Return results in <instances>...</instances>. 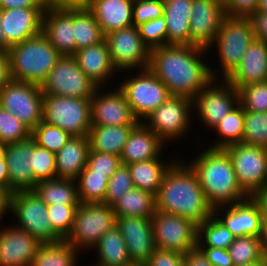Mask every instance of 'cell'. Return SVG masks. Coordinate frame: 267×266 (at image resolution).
<instances>
[{
    "mask_svg": "<svg viewBox=\"0 0 267 266\" xmlns=\"http://www.w3.org/2000/svg\"><path fill=\"white\" fill-rule=\"evenodd\" d=\"M138 30L149 49L167 45L166 21L163 15L141 24L138 26Z\"/></svg>",
    "mask_w": 267,
    "mask_h": 266,
    "instance_id": "cell-49",
    "label": "cell"
},
{
    "mask_svg": "<svg viewBox=\"0 0 267 266\" xmlns=\"http://www.w3.org/2000/svg\"><path fill=\"white\" fill-rule=\"evenodd\" d=\"M166 151L167 149L158 158L127 165L135 188L148 191L155 196L157 195L165 173L180 157L179 154H176L174 157L173 153L171 156H168L165 153Z\"/></svg>",
    "mask_w": 267,
    "mask_h": 266,
    "instance_id": "cell-29",
    "label": "cell"
},
{
    "mask_svg": "<svg viewBox=\"0 0 267 266\" xmlns=\"http://www.w3.org/2000/svg\"><path fill=\"white\" fill-rule=\"evenodd\" d=\"M1 27H2V11L0 8V49L6 50L5 34Z\"/></svg>",
    "mask_w": 267,
    "mask_h": 266,
    "instance_id": "cell-64",
    "label": "cell"
},
{
    "mask_svg": "<svg viewBox=\"0 0 267 266\" xmlns=\"http://www.w3.org/2000/svg\"><path fill=\"white\" fill-rule=\"evenodd\" d=\"M44 7L42 0H0L1 9Z\"/></svg>",
    "mask_w": 267,
    "mask_h": 266,
    "instance_id": "cell-59",
    "label": "cell"
},
{
    "mask_svg": "<svg viewBox=\"0 0 267 266\" xmlns=\"http://www.w3.org/2000/svg\"><path fill=\"white\" fill-rule=\"evenodd\" d=\"M10 216L15 221H10L15 227L28 232L42 244L59 241L53 235V225L47 214V205L34 190L11 193Z\"/></svg>",
    "mask_w": 267,
    "mask_h": 266,
    "instance_id": "cell-10",
    "label": "cell"
},
{
    "mask_svg": "<svg viewBox=\"0 0 267 266\" xmlns=\"http://www.w3.org/2000/svg\"><path fill=\"white\" fill-rule=\"evenodd\" d=\"M249 18L255 39L267 42V12H255Z\"/></svg>",
    "mask_w": 267,
    "mask_h": 266,
    "instance_id": "cell-56",
    "label": "cell"
},
{
    "mask_svg": "<svg viewBox=\"0 0 267 266\" xmlns=\"http://www.w3.org/2000/svg\"><path fill=\"white\" fill-rule=\"evenodd\" d=\"M45 10L47 9H85L90 0H42Z\"/></svg>",
    "mask_w": 267,
    "mask_h": 266,
    "instance_id": "cell-55",
    "label": "cell"
},
{
    "mask_svg": "<svg viewBox=\"0 0 267 266\" xmlns=\"http://www.w3.org/2000/svg\"><path fill=\"white\" fill-rule=\"evenodd\" d=\"M43 100L44 94L38 84L11 80L0 89V106L31 131L43 121Z\"/></svg>",
    "mask_w": 267,
    "mask_h": 266,
    "instance_id": "cell-13",
    "label": "cell"
},
{
    "mask_svg": "<svg viewBox=\"0 0 267 266\" xmlns=\"http://www.w3.org/2000/svg\"><path fill=\"white\" fill-rule=\"evenodd\" d=\"M133 26H140L163 15V0H134Z\"/></svg>",
    "mask_w": 267,
    "mask_h": 266,
    "instance_id": "cell-51",
    "label": "cell"
},
{
    "mask_svg": "<svg viewBox=\"0 0 267 266\" xmlns=\"http://www.w3.org/2000/svg\"><path fill=\"white\" fill-rule=\"evenodd\" d=\"M124 72V76L119 73L120 79L123 78L116 84L125 94L135 117L142 122L171 95L165 84L148 68Z\"/></svg>",
    "mask_w": 267,
    "mask_h": 266,
    "instance_id": "cell-6",
    "label": "cell"
},
{
    "mask_svg": "<svg viewBox=\"0 0 267 266\" xmlns=\"http://www.w3.org/2000/svg\"><path fill=\"white\" fill-rule=\"evenodd\" d=\"M120 156L89 150L86 168L93 174L107 175L110 178L121 165Z\"/></svg>",
    "mask_w": 267,
    "mask_h": 266,
    "instance_id": "cell-50",
    "label": "cell"
},
{
    "mask_svg": "<svg viewBox=\"0 0 267 266\" xmlns=\"http://www.w3.org/2000/svg\"><path fill=\"white\" fill-rule=\"evenodd\" d=\"M167 145L143 122H139L130 132L121 153V163L128 165L134 162L158 158Z\"/></svg>",
    "mask_w": 267,
    "mask_h": 266,
    "instance_id": "cell-27",
    "label": "cell"
},
{
    "mask_svg": "<svg viewBox=\"0 0 267 266\" xmlns=\"http://www.w3.org/2000/svg\"><path fill=\"white\" fill-rule=\"evenodd\" d=\"M73 57L80 69L98 87H112L114 85L112 83L114 82L113 78L119 79V73L110 60V53L105 39L95 45L77 50Z\"/></svg>",
    "mask_w": 267,
    "mask_h": 266,
    "instance_id": "cell-24",
    "label": "cell"
},
{
    "mask_svg": "<svg viewBox=\"0 0 267 266\" xmlns=\"http://www.w3.org/2000/svg\"><path fill=\"white\" fill-rule=\"evenodd\" d=\"M259 240L264 256L267 258V214L262 213Z\"/></svg>",
    "mask_w": 267,
    "mask_h": 266,
    "instance_id": "cell-62",
    "label": "cell"
},
{
    "mask_svg": "<svg viewBox=\"0 0 267 266\" xmlns=\"http://www.w3.org/2000/svg\"><path fill=\"white\" fill-rule=\"evenodd\" d=\"M115 225L116 216L112 206L104 203H79L72 230L65 240L79 252L89 253Z\"/></svg>",
    "mask_w": 267,
    "mask_h": 266,
    "instance_id": "cell-8",
    "label": "cell"
},
{
    "mask_svg": "<svg viewBox=\"0 0 267 266\" xmlns=\"http://www.w3.org/2000/svg\"><path fill=\"white\" fill-rule=\"evenodd\" d=\"M81 254L66 240L44 243L38 248L31 266H80Z\"/></svg>",
    "mask_w": 267,
    "mask_h": 266,
    "instance_id": "cell-37",
    "label": "cell"
},
{
    "mask_svg": "<svg viewBox=\"0 0 267 266\" xmlns=\"http://www.w3.org/2000/svg\"><path fill=\"white\" fill-rule=\"evenodd\" d=\"M91 252H94L96 257L91 266H134L129 258L125 240L116 225L99 239Z\"/></svg>",
    "mask_w": 267,
    "mask_h": 266,
    "instance_id": "cell-33",
    "label": "cell"
},
{
    "mask_svg": "<svg viewBox=\"0 0 267 266\" xmlns=\"http://www.w3.org/2000/svg\"><path fill=\"white\" fill-rule=\"evenodd\" d=\"M254 39L249 17L226 16L214 41L207 47L208 54L212 57L214 54L218 60L215 65L214 62L213 65L210 63L213 79H226L240 64L244 52Z\"/></svg>",
    "mask_w": 267,
    "mask_h": 266,
    "instance_id": "cell-4",
    "label": "cell"
},
{
    "mask_svg": "<svg viewBox=\"0 0 267 266\" xmlns=\"http://www.w3.org/2000/svg\"><path fill=\"white\" fill-rule=\"evenodd\" d=\"M226 17L222 0H193L190 17V45L207 48Z\"/></svg>",
    "mask_w": 267,
    "mask_h": 266,
    "instance_id": "cell-20",
    "label": "cell"
},
{
    "mask_svg": "<svg viewBox=\"0 0 267 266\" xmlns=\"http://www.w3.org/2000/svg\"><path fill=\"white\" fill-rule=\"evenodd\" d=\"M151 219L156 248L185 255L197 246L198 225L191 220L158 210Z\"/></svg>",
    "mask_w": 267,
    "mask_h": 266,
    "instance_id": "cell-16",
    "label": "cell"
},
{
    "mask_svg": "<svg viewBox=\"0 0 267 266\" xmlns=\"http://www.w3.org/2000/svg\"><path fill=\"white\" fill-rule=\"evenodd\" d=\"M36 145L30 136L28 139L9 144L6 150V162L9 174L8 190H33V149Z\"/></svg>",
    "mask_w": 267,
    "mask_h": 266,
    "instance_id": "cell-23",
    "label": "cell"
},
{
    "mask_svg": "<svg viewBox=\"0 0 267 266\" xmlns=\"http://www.w3.org/2000/svg\"><path fill=\"white\" fill-rule=\"evenodd\" d=\"M73 28L76 51L95 45L105 39L94 14L88 9H73Z\"/></svg>",
    "mask_w": 267,
    "mask_h": 266,
    "instance_id": "cell-38",
    "label": "cell"
},
{
    "mask_svg": "<svg viewBox=\"0 0 267 266\" xmlns=\"http://www.w3.org/2000/svg\"><path fill=\"white\" fill-rule=\"evenodd\" d=\"M242 143L267 149V112L245 111Z\"/></svg>",
    "mask_w": 267,
    "mask_h": 266,
    "instance_id": "cell-42",
    "label": "cell"
},
{
    "mask_svg": "<svg viewBox=\"0 0 267 266\" xmlns=\"http://www.w3.org/2000/svg\"><path fill=\"white\" fill-rule=\"evenodd\" d=\"M244 116L245 110L242 105L239 103L234 109L227 114L222 121L211 131L214 133V138L208 141V137L202 139V134L197 135L198 140L196 141V147L199 144L200 140L204 143L205 147L213 149H224L225 147L241 143L244 134ZM205 140V141H204ZM212 140V141H211ZM211 141V142H210Z\"/></svg>",
    "mask_w": 267,
    "mask_h": 266,
    "instance_id": "cell-32",
    "label": "cell"
},
{
    "mask_svg": "<svg viewBox=\"0 0 267 266\" xmlns=\"http://www.w3.org/2000/svg\"><path fill=\"white\" fill-rule=\"evenodd\" d=\"M4 225L0 226V266H31L42 243L10 222Z\"/></svg>",
    "mask_w": 267,
    "mask_h": 266,
    "instance_id": "cell-19",
    "label": "cell"
},
{
    "mask_svg": "<svg viewBox=\"0 0 267 266\" xmlns=\"http://www.w3.org/2000/svg\"><path fill=\"white\" fill-rule=\"evenodd\" d=\"M256 12H267V0H259Z\"/></svg>",
    "mask_w": 267,
    "mask_h": 266,
    "instance_id": "cell-65",
    "label": "cell"
},
{
    "mask_svg": "<svg viewBox=\"0 0 267 266\" xmlns=\"http://www.w3.org/2000/svg\"><path fill=\"white\" fill-rule=\"evenodd\" d=\"M209 58L207 48L198 45L159 46L151 49L148 69L171 96L193 99L213 80Z\"/></svg>",
    "mask_w": 267,
    "mask_h": 266,
    "instance_id": "cell-1",
    "label": "cell"
},
{
    "mask_svg": "<svg viewBox=\"0 0 267 266\" xmlns=\"http://www.w3.org/2000/svg\"><path fill=\"white\" fill-rule=\"evenodd\" d=\"M97 88L73 56H61L41 85L43 94L73 98H91Z\"/></svg>",
    "mask_w": 267,
    "mask_h": 266,
    "instance_id": "cell-15",
    "label": "cell"
},
{
    "mask_svg": "<svg viewBox=\"0 0 267 266\" xmlns=\"http://www.w3.org/2000/svg\"><path fill=\"white\" fill-rule=\"evenodd\" d=\"M259 206L260 211L267 214V183L262 186L252 197Z\"/></svg>",
    "mask_w": 267,
    "mask_h": 266,
    "instance_id": "cell-61",
    "label": "cell"
},
{
    "mask_svg": "<svg viewBox=\"0 0 267 266\" xmlns=\"http://www.w3.org/2000/svg\"><path fill=\"white\" fill-rule=\"evenodd\" d=\"M133 181L127 165L121 164L115 173L109 178L104 204L112 206L125 193L133 189Z\"/></svg>",
    "mask_w": 267,
    "mask_h": 266,
    "instance_id": "cell-48",
    "label": "cell"
},
{
    "mask_svg": "<svg viewBox=\"0 0 267 266\" xmlns=\"http://www.w3.org/2000/svg\"><path fill=\"white\" fill-rule=\"evenodd\" d=\"M46 205H79L77 184L74 180L48 179L36 183L33 189Z\"/></svg>",
    "mask_w": 267,
    "mask_h": 266,
    "instance_id": "cell-36",
    "label": "cell"
},
{
    "mask_svg": "<svg viewBox=\"0 0 267 266\" xmlns=\"http://www.w3.org/2000/svg\"><path fill=\"white\" fill-rule=\"evenodd\" d=\"M224 150L231 158L241 189L252 197L267 183V149L241 142Z\"/></svg>",
    "mask_w": 267,
    "mask_h": 266,
    "instance_id": "cell-14",
    "label": "cell"
},
{
    "mask_svg": "<svg viewBox=\"0 0 267 266\" xmlns=\"http://www.w3.org/2000/svg\"><path fill=\"white\" fill-rule=\"evenodd\" d=\"M234 266H244L261 261L265 256L259 237L246 235L234 239L227 249Z\"/></svg>",
    "mask_w": 267,
    "mask_h": 266,
    "instance_id": "cell-41",
    "label": "cell"
},
{
    "mask_svg": "<svg viewBox=\"0 0 267 266\" xmlns=\"http://www.w3.org/2000/svg\"><path fill=\"white\" fill-rule=\"evenodd\" d=\"M193 0H163L167 45H190Z\"/></svg>",
    "mask_w": 267,
    "mask_h": 266,
    "instance_id": "cell-31",
    "label": "cell"
},
{
    "mask_svg": "<svg viewBox=\"0 0 267 266\" xmlns=\"http://www.w3.org/2000/svg\"><path fill=\"white\" fill-rule=\"evenodd\" d=\"M12 80L42 85L61 54L43 34L7 49Z\"/></svg>",
    "mask_w": 267,
    "mask_h": 266,
    "instance_id": "cell-5",
    "label": "cell"
},
{
    "mask_svg": "<svg viewBox=\"0 0 267 266\" xmlns=\"http://www.w3.org/2000/svg\"><path fill=\"white\" fill-rule=\"evenodd\" d=\"M133 3L134 0H90L88 9L106 35L133 25Z\"/></svg>",
    "mask_w": 267,
    "mask_h": 266,
    "instance_id": "cell-28",
    "label": "cell"
},
{
    "mask_svg": "<svg viewBox=\"0 0 267 266\" xmlns=\"http://www.w3.org/2000/svg\"><path fill=\"white\" fill-rule=\"evenodd\" d=\"M213 214L235 238L246 235L259 237L262 212L251 197L240 203L216 207Z\"/></svg>",
    "mask_w": 267,
    "mask_h": 266,
    "instance_id": "cell-22",
    "label": "cell"
},
{
    "mask_svg": "<svg viewBox=\"0 0 267 266\" xmlns=\"http://www.w3.org/2000/svg\"><path fill=\"white\" fill-rule=\"evenodd\" d=\"M12 80L7 50L0 49V89Z\"/></svg>",
    "mask_w": 267,
    "mask_h": 266,
    "instance_id": "cell-58",
    "label": "cell"
},
{
    "mask_svg": "<svg viewBox=\"0 0 267 266\" xmlns=\"http://www.w3.org/2000/svg\"><path fill=\"white\" fill-rule=\"evenodd\" d=\"M184 266H212L203 251L196 246L184 255Z\"/></svg>",
    "mask_w": 267,
    "mask_h": 266,
    "instance_id": "cell-57",
    "label": "cell"
},
{
    "mask_svg": "<svg viewBox=\"0 0 267 266\" xmlns=\"http://www.w3.org/2000/svg\"><path fill=\"white\" fill-rule=\"evenodd\" d=\"M144 266H184V254L155 248Z\"/></svg>",
    "mask_w": 267,
    "mask_h": 266,
    "instance_id": "cell-53",
    "label": "cell"
},
{
    "mask_svg": "<svg viewBox=\"0 0 267 266\" xmlns=\"http://www.w3.org/2000/svg\"><path fill=\"white\" fill-rule=\"evenodd\" d=\"M91 98L44 94L43 121L71 136H88L91 128Z\"/></svg>",
    "mask_w": 267,
    "mask_h": 266,
    "instance_id": "cell-11",
    "label": "cell"
},
{
    "mask_svg": "<svg viewBox=\"0 0 267 266\" xmlns=\"http://www.w3.org/2000/svg\"><path fill=\"white\" fill-rule=\"evenodd\" d=\"M89 149L88 136H71L55 153L56 178L76 181L86 167Z\"/></svg>",
    "mask_w": 267,
    "mask_h": 266,
    "instance_id": "cell-30",
    "label": "cell"
},
{
    "mask_svg": "<svg viewBox=\"0 0 267 266\" xmlns=\"http://www.w3.org/2000/svg\"><path fill=\"white\" fill-rule=\"evenodd\" d=\"M200 142L196 154L185 160L197 177L209 204L213 207L240 203L249 196L241 189L228 153L205 147ZM203 147V148H202ZM200 151V152H199Z\"/></svg>",
    "mask_w": 267,
    "mask_h": 266,
    "instance_id": "cell-3",
    "label": "cell"
},
{
    "mask_svg": "<svg viewBox=\"0 0 267 266\" xmlns=\"http://www.w3.org/2000/svg\"><path fill=\"white\" fill-rule=\"evenodd\" d=\"M238 92L239 103L245 111L267 112V81L248 84Z\"/></svg>",
    "mask_w": 267,
    "mask_h": 266,
    "instance_id": "cell-46",
    "label": "cell"
},
{
    "mask_svg": "<svg viewBox=\"0 0 267 266\" xmlns=\"http://www.w3.org/2000/svg\"><path fill=\"white\" fill-rule=\"evenodd\" d=\"M116 226L123 236L129 258L134 266H144L156 248L152 219L116 217Z\"/></svg>",
    "mask_w": 267,
    "mask_h": 266,
    "instance_id": "cell-18",
    "label": "cell"
},
{
    "mask_svg": "<svg viewBox=\"0 0 267 266\" xmlns=\"http://www.w3.org/2000/svg\"><path fill=\"white\" fill-rule=\"evenodd\" d=\"M136 125H91L88 133L89 150L121 156L128 136Z\"/></svg>",
    "mask_w": 267,
    "mask_h": 266,
    "instance_id": "cell-34",
    "label": "cell"
},
{
    "mask_svg": "<svg viewBox=\"0 0 267 266\" xmlns=\"http://www.w3.org/2000/svg\"><path fill=\"white\" fill-rule=\"evenodd\" d=\"M8 144L0 141V159H5Z\"/></svg>",
    "mask_w": 267,
    "mask_h": 266,
    "instance_id": "cell-66",
    "label": "cell"
},
{
    "mask_svg": "<svg viewBox=\"0 0 267 266\" xmlns=\"http://www.w3.org/2000/svg\"><path fill=\"white\" fill-rule=\"evenodd\" d=\"M183 158H182V157ZM181 156L164 175L155 196L156 210L187 218L196 225L202 224L214 213L197 177V173Z\"/></svg>",
    "mask_w": 267,
    "mask_h": 266,
    "instance_id": "cell-2",
    "label": "cell"
},
{
    "mask_svg": "<svg viewBox=\"0 0 267 266\" xmlns=\"http://www.w3.org/2000/svg\"><path fill=\"white\" fill-rule=\"evenodd\" d=\"M56 178L55 153L35 145L33 149V189L39 181Z\"/></svg>",
    "mask_w": 267,
    "mask_h": 266,
    "instance_id": "cell-47",
    "label": "cell"
},
{
    "mask_svg": "<svg viewBox=\"0 0 267 266\" xmlns=\"http://www.w3.org/2000/svg\"><path fill=\"white\" fill-rule=\"evenodd\" d=\"M212 266H234L227 249L200 248Z\"/></svg>",
    "mask_w": 267,
    "mask_h": 266,
    "instance_id": "cell-54",
    "label": "cell"
},
{
    "mask_svg": "<svg viewBox=\"0 0 267 266\" xmlns=\"http://www.w3.org/2000/svg\"><path fill=\"white\" fill-rule=\"evenodd\" d=\"M112 209L116 217L152 218L156 211L155 195L134 187L116 201Z\"/></svg>",
    "mask_w": 267,
    "mask_h": 266,
    "instance_id": "cell-35",
    "label": "cell"
},
{
    "mask_svg": "<svg viewBox=\"0 0 267 266\" xmlns=\"http://www.w3.org/2000/svg\"><path fill=\"white\" fill-rule=\"evenodd\" d=\"M90 101L91 125L123 126L139 123L125 94L116 83L108 89L107 87H98Z\"/></svg>",
    "mask_w": 267,
    "mask_h": 266,
    "instance_id": "cell-17",
    "label": "cell"
},
{
    "mask_svg": "<svg viewBox=\"0 0 267 266\" xmlns=\"http://www.w3.org/2000/svg\"><path fill=\"white\" fill-rule=\"evenodd\" d=\"M109 178L107 175L93 174L86 167L76 180L80 203H104Z\"/></svg>",
    "mask_w": 267,
    "mask_h": 266,
    "instance_id": "cell-40",
    "label": "cell"
},
{
    "mask_svg": "<svg viewBox=\"0 0 267 266\" xmlns=\"http://www.w3.org/2000/svg\"><path fill=\"white\" fill-rule=\"evenodd\" d=\"M259 0H222L226 16L250 17L257 11Z\"/></svg>",
    "mask_w": 267,
    "mask_h": 266,
    "instance_id": "cell-52",
    "label": "cell"
},
{
    "mask_svg": "<svg viewBox=\"0 0 267 266\" xmlns=\"http://www.w3.org/2000/svg\"><path fill=\"white\" fill-rule=\"evenodd\" d=\"M42 33L62 56H73L76 52L73 9L45 10Z\"/></svg>",
    "mask_w": 267,
    "mask_h": 266,
    "instance_id": "cell-25",
    "label": "cell"
},
{
    "mask_svg": "<svg viewBox=\"0 0 267 266\" xmlns=\"http://www.w3.org/2000/svg\"><path fill=\"white\" fill-rule=\"evenodd\" d=\"M31 130L16 116L0 106V141L15 144L28 139Z\"/></svg>",
    "mask_w": 267,
    "mask_h": 266,
    "instance_id": "cell-45",
    "label": "cell"
},
{
    "mask_svg": "<svg viewBox=\"0 0 267 266\" xmlns=\"http://www.w3.org/2000/svg\"><path fill=\"white\" fill-rule=\"evenodd\" d=\"M10 197L11 192L0 186V226L3 225V219L8 220L10 217Z\"/></svg>",
    "mask_w": 267,
    "mask_h": 266,
    "instance_id": "cell-60",
    "label": "cell"
},
{
    "mask_svg": "<svg viewBox=\"0 0 267 266\" xmlns=\"http://www.w3.org/2000/svg\"><path fill=\"white\" fill-rule=\"evenodd\" d=\"M78 205H47V214L53 225V235L65 240L70 234Z\"/></svg>",
    "mask_w": 267,
    "mask_h": 266,
    "instance_id": "cell-44",
    "label": "cell"
},
{
    "mask_svg": "<svg viewBox=\"0 0 267 266\" xmlns=\"http://www.w3.org/2000/svg\"><path fill=\"white\" fill-rule=\"evenodd\" d=\"M9 174L6 159H0V186L8 189Z\"/></svg>",
    "mask_w": 267,
    "mask_h": 266,
    "instance_id": "cell-63",
    "label": "cell"
},
{
    "mask_svg": "<svg viewBox=\"0 0 267 266\" xmlns=\"http://www.w3.org/2000/svg\"><path fill=\"white\" fill-rule=\"evenodd\" d=\"M244 266H267V258L264 257L261 261H258L250 265H244Z\"/></svg>",
    "mask_w": 267,
    "mask_h": 266,
    "instance_id": "cell-67",
    "label": "cell"
},
{
    "mask_svg": "<svg viewBox=\"0 0 267 266\" xmlns=\"http://www.w3.org/2000/svg\"><path fill=\"white\" fill-rule=\"evenodd\" d=\"M105 41L118 73L149 67L151 49L143 42L138 27L131 25L107 33Z\"/></svg>",
    "mask_w": 267,
    "mask_h": 266,
    "instance_id": "cell-12",
    "label": "cell"
},
{
    "mask_svg": "<svg viewBox=\"0 0 267 266\" xmlns=\"http://www.w3.org/2000/svg\"><path fill=\"white\" fill-rule=\"evenodd\" d=\"M192 102L193 121L202 123L210 137L211 131L239 104V92L226 79H213Z\"/></svg>",
    "mask_w": 267,
    "mask_h": 266,
    "instance_id": "cell-9",
    "label": "cell"
},
{
    "mask_svg": "<svg viewBox=\"0 0 267 266\" xmlns=\"http://www.w3.org/2000/svg\"><path fill=\"white\" fill-rule=\"evenodd\" d=\"M31 137L37 145L57 153L67 143L71 135L58 126L41 121L31 131Z\"/></svg>",
    "mask_w": 267,
    "mask_h": 266,
    "instance_id": "cell-43",
    "label": "cell"
},
{
    "mask_svg": "<svg viewBox=\"0 0 267 266\" xmlns=\"http://www.w3.org/2000/svg\"><path fill=\"white\" fill-rule=\"evenodd\" d=\"M234 239L233 233L214 214L198 225L197 246L199 248L228 249Z\"/></svg>",
    "mask_w": 267,
    "mask_h": 266,
    "instance_id": "cell-39",
    "label": "cell"
},
{
    "mask_svg": "<svg viewBox=\"0 0 267 266\" xmlns=\"http://www.w3.org/2000/svg\"><path fill=\"white\" fill-rule=\"evenodd\" d=\"M142 122L168 147L174 145L175 142V145H178L180 140L182 142L189 136L188 133H191V126H193L192 99L170 96Z\"/></svg>",
    "mask_w": 267,
    "mask_h": 266,
    "instance_id": "cell-7",
    "label": "cell"
},
{
    "mask_svg": "<svg viewBox=\"0 0 267 266\" xmlns=\"http://www.w3.org/2000/svg\"><path fill=\"white\" fill-rule=\"evenodd\" d=\"M6 50L42 33L45 7L1 9Z\"/></svg>",
    "mask_w": 267,
    "mask_h": 266,
    "instance_id": "cell-21",
    "label": "cell"
},
{
    "mask_svg": "<svg viewBox=\"0 0 267 266\" xmlns=\"http://www.w3.org/2000/svg\"><path fill=\"white\" fill-rule=\"evenodd\" d=\"M226 80L237 90L248 84L267 81V42L254 39Z\"/></svg>",
    "mask_w": 267,
    "mask_h": 266,
    "instance_id": "cell-26",
    "label": "cell"
}]
</instances>
